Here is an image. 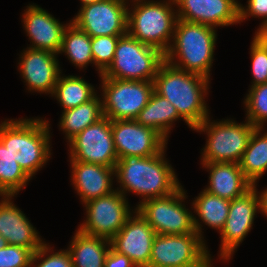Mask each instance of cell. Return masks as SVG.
Masks as SVG:
<instances>
[{
	"instance_id": "6da1fadb",
	"label": "cell",
	"mask_w": 267,
	"mask_h": 267,
	"mask_svg": "<svg viewBox=\"0 0 267 267\" xmlns=\"http://www.w3.org/2000/svg\"><path fill=\"white\" fill-rule=\"evenodd\" d=\"M166 149L154 156L129 155L118 159L115 178L120 187L116 189L125 198L128 192L141 196L138 205L145 200L176 192L182 185L172 165L165 158Z\"/></svg>"
},
{
	"instance_id": "7a4b0ae2",
	"label": "cell",
	"mask_w": 267,
	"mask_h": 267,
	"mask_svg": "<svg viewBox=\"0 0 267 267\" xmlns=\"http://www.w3.org/2000/svg\"><path fill=\"white\" fill-rule=\"evenodd\" d=\"M209 79L180 70L164 61L154 78V91L170 101L192 130L209 117L205 98Z\"/></svg>"
},
{
	"instance_id": "3957f363",
	"label": "cell",
	"mask_w": 267,
	"mask_h": 267,
	"mask_svg": "<svg viewBox=\"0 0 267 267\" xmlns=\"http://www.w3.org/2000/svg\"><path fill=\"white\" fill-rule=\"evenodd\" d=\"M49 126L48 120L38 117L0 123V141L31 179L51 158Z\"/></svg>"
},
{
	"instance_id": "277c9868",
	"label": "cell",
	"mask_w": 267,
	"mask_h": 267,
	"mask_svg": "<svg viewBox=\"0 0 267 267\" xmlns=\"http://www.w3.org/2000/svg\"><path fill=\"white\" fill-rule=\"evenodd\" d=\"M216 39V28L177 19L165 61L175 68L210 80Z\"/></svg>"
},
{
	"instance_id": "5b68a950",
	"label": "cell",
	"mask_w": 267,
	"mask_h": 267,
	"mask_svg": "<svg viewBox=\"0 0 267 267\" xmlns=\"http://www.w3.org/2000/svg\"><path fill=\"white\" fill-rule=\"evenodd\" d=\"M127 33L146 45L166 53L177 21L174 0H129ZM174 5V6H173ZM131 9V10H130Z\"/></svg>"
},
{
	"instance_id": "8992f818",
	"label": "cell",
	"mask_w": 267,
	"mask_h": 267,
	"mask_svg": "<svg viewBox=\"0 0 267 267\" xmlns=\"http://www.w3.org/2000/svg\"><path fill=\"white\" fill-rule=\"evenodd\" d=\"M207 117L193 130L207 134L201 153V163H240L254 129L247 119L244 123L233 119L211 121Z\"/></svg>"
},
{
	"instance_id": "52a82bcc",
	"label": "cell",
	"mask_w": 267,
	"mask_h": 267,
	"mask_svg": "<svg viewBox=\"0 0 267 267\" xmlns=\"http://www.w3.org/2000/svg\"><path fill=\"white\" fill-rule=\"evenodd\" d=\"M165 61L159 49L141 43L128 33L119 37L114 59L101 77L132 81H154Z\"/></svg>"
},
{
	"instance_id": "ba28073f",
	"label": "cell",
	"mask_w": 267,
	"mask_h": 267,
	"mask_svg": "<svg viewBox=\"0 0 267 267\" xmlns=\"http://www.w3.org/2000/svg\"><path fill=\"white\" fill-rule=\"evenodd\" d=\"M206 246L197 232L156 234L148 267H214Z\"/></svg>"
},
{
	"instance_id": "9c48e42d",
	"label": "cell",
	"mask_w": 267,
	"mask_h": 267,
	"mask_svg": "<svg viewBox=\"0 0 267 267\" xmlns=\"http://www.w3.org/2000/svg\"><path fill=\"white\" fill-rule=\"evenodd\" d=\"M100 78L103 114L111 121L135 120L154 92L153 81Z\"/></svg>"
},
{
	"instance_id": "30bf717a",
	"label": "cell",
	"mask_w": 267,
	"mask_h": 267,
	"mask_svg": "<svg viewBox=\"0 0 267 267\" xmlns=\"http://www.w3.org/2000/svg\"><path fill=\"white\" fill-rule=\"evenodd\" d=\"M187 197L185 189L181 186L171 195L145 200L135 208L156 234L195 233L194 214L182 203Z\"/></svg>"
},
{
	"instance_id": "8fae6325",
	"label": "cell",
	"mask_w": 267,
	"mask_h": 267,
	"mask_svg": "<svg viewBox=\"0 0 267 267\" xmlns=\"http://www.w3.org/2000/svg\"><path fill=\"white\" fill-rule=\"evenodd\" d=\"M117 189L108 195L95 198L83 206L86 218L78 229L88 235L111 240L135 211Z\"/></svg>"
},
{
	"instance_id": "7c38bea8",
	"label": "cell",
	"mask_w": 267,
	"mask_h": 267,
	"mask_svg": "<svg viewBox=\"0 0 267 267\" xmlns=\"http://www.w3.org/2000/svg\"><path fill=\"white\" fill-rule=\"evenodd\" d=\"M69 158L74 161L116 167L118 156L115 151L112 121L102 117L86 127L68 143Z\"/></svg>"
},
{
	"instance_id": "4fadbf2b",
	"label": "cell",
	"mask_w": 267,
	"mask_h": 267,
	"mask_svg": "<svg viewBox=\"0 0 267 267\" xmlns=\"http://www.w3.org/2000/svg\"><path fill=\"white\" fill-rule=\"evenodd\" d=\"M128 0H103L80 7L71 22L90 37L127 33Z\"/></svg>"
},
{
	"instance_id": "5bb4252c",
	"label": "cell",
	"mask_w": 267,
	"mask_h": 267,
	"mask_svg": "<svg viewBox=\"0 0 267 267\" xmlns=\"http://www.w3.org/2000/svg\"><path fill=\"white\" fill-rule=\"evenodd\" d=\"M260 212L257 190L252 187L244 195L230 202L225 226L220 232L221 244L219 259L229 261L236 249L253 227L256 214Z\"/></svg>"
},
{
	"instance_id": "9a60e30c",
	"label": "cell",
	"mask_w": 267,
	"mask_h": 267,
	"mask_svg": "<svg viewBox=\"0 0 267 267\" xmlns=\"http://www.w3.org/2000/svg\"><path fill=\"white\" fill-rule=\"evenodd\" d=\"M112 134L118 159L129 155L149 157L167 148V140L156 130L135 120L112 121Z\"/></svg>"
},
{
	"instance_id": "2e32d148",
	"label": "cell",
	"mask_w": 267,
	"mask_h": 267,
	"mask_svg": "<svg viewBox=\"0 0 267 267\" xmlns=\"http://www.w3.org/2000/svg\"><path fill=\"white\" fill-rule=\"evenodd\" d=\"M155 236L154 229L135 209L110 243L115 251L126 255L136 267H148Z\"/></svg>"
},
{
	"instance_id": "e0dca14e",
	"label": "cell",
	"mask_w": 267,
	"mask_h": 267,
	"mask_svg": "<svg viewBox=\"0 0 267 267\" xmlns=\"http://www.w3.org/2000/svg\"><path fill=\"white\" fill-rule=\"evenodd\" d=\"M19 72L29 92L53 94L62 69L58 54L48 50L23 49L19 55Z\"/></svg>"
},
{
	"instance_id": "ac0fdd59",
	"label": "cell",
	"mask_w": 267,
	"mask_h": 267,
	"mask_svg": "<svg viewBox=\"0 0 267 267\" xmlns=\"http://www.w3.org/2000/svg\"><path fill=\"white\" fill-rule=\"evenodd\" d=\"M177 19L217 27L239 24L238 0H174Z\"/></svg>"
},
{
	"instance_id": "d6986e66",
	"label": "cell",
	"mask_w": 267,
	"mask_h": 267,
	"mask_svg": "<svg viewBox=\"0 0 267 267\" xmlns=\"http://www.w3.org/2000/svg\"><path fill=\"white\" fill-rule=\"evenodd\" d=\"M23 28L35 50H48L58 54L67 24H62L52 14L36 4L26 6L22 14Z\"/></svg>"
},
{
	"instance_id": "ffe728a7",
	"label": "cell",
	"mask_w": 267,
	"mask_h": 267,
	"mask_svg": "<svg viewBox=\"0 0 267 267\" xmlns=\"http://www.w3.org/2000/svg\"><path fill=\"white\" fill-rule=\"evenodd\" d=\"M0 200V234L8 244L30 248L33 252L39 249L42 241L39 232L30 220L13 202V196H1Z\"/></svg>"
},
{
	"instance_id": "44dd1931",
	"label": "cell",
	"mask_w": 267,
	"mask_h": 267,
	"mask_svg": "<svg viewBox=\"0 0 267 267\" xmlns=\"http://www.w3.org/2000/svg\"><path fill=\"white\" fill-rule=\"evenodd\" d=\"M71 163V182L82 204L115 191V168L99 164L74 161Z\"/></svg>"
},
{
	"instance_id": "7402d4cb",
	"label": "cell",
	"mask_w": 267,
	"mask_h": 267,
	"mask_svg": "<svg viewBox=\"0 0 267 267\" xmlns=\"http://www.w3.org/2000/svg\"><path fill=\"white\" fill-rule=\"evenodd\" d=\"M208 169L209 183L205 190L226 200H233L249 191L253 184L244 176L239 163H201Z\"/></svg>"
},
{
	"instance_id": "603a6c76",
	"label": "cell",
	"mask_w": 267,
	"mask_h": 267,
	"mask_svg": "<svg viewBox=\"0 0 267 267\" xmlns=\"http://www.w3.org/2000/svg\"><path fill=\"white\" fill-rule=\"evenodd\" d=\"M67 250L73 267H104L111 243L109 240L75 230Z\"/></svg>"
},
{
	"instance_id": "cb8c5ba5",
	"label": "cell",
	"mask_w": 267,
	"mask_h": 267,
	"mask_svg": "<svg viewBox=\"0 0 267 267\" xmlns=\"http://www.w3.org/2000/svg\"><path fill=\"white\" fill-rule=\"evenodd\" d=\"M229 200L213 195L203 189L196 198L191 202V210L193 209V219L195 231L200 235L205 242L202 231V222L210 228H213L220 233L225 226L226 219L230 208ZM197 218V219H196ZM201 220V222H200Z\"/></svg>"
},
{
	"instance_id": "d4e9b609",
	"label": "cell",
	"mask_w": 267,
	"mask_h": 267,
	"mask_svg": "<svg viewBox=\"0 0 267 267\" xmlns=\"http://www.w3.org/2000/svg\"><path fill=\"white\" fill-rule=\"evenodd\" d=\"M180 118L183 119L176 107L154 91L148 104L139 112L135 121L156 130L168 141L174 122Z\"/></svg>"
},
{
	"instance_id": "484cf974",
	"label": "cell",
	"mask_w": 267,
	"mask_h": 267,
	"mask_svg": "<svg viewBox=\"0 0 267 267\" xmlns=\"http://www.w3.org/2000/svg\"><path fill=\"white\" fill-rule=\"evenodd\" d=\"M99 96V97H98ZM104 117L102 99L96 95L92 100L62 112L59 129L63 131L67 142L83 131L86 127Z\"/></svg>"
},
{
	"instance_id": "4316f807",
	"label": "cell",
	"mask_w": 267,
	"mask_h": 267,
	"mask_svg": "<svg viewBox=\"0 0 267 267\" xmlns=\"http://www.w3.org/2000/svg\"><path fill=\"white\" fill-rule=\"evenodd\" d=\"M256 127L239 163L244 176L252 183L258 182L267 171V131Z\"/></svg>"
},
{
	"instance_id": "83f0119b",
	"label": "cell",
	"mask_w": 267,
	"mask_h": 267,
	"mask_svg": "<svg viewBox=\"0 0 267 267\" xmlns=\"http://www.w3.org/2000/svg\"><path fill=\"white\" fill-rule=\"evenodd\" d=\"M95 87L80 76L60 74L51 96L63 107L69 110L92 100L97 95Z\"/></svg>"
},
{
	"instance_id": "f1b7e54d",
	"label": "cell",
	"mask_w": 267,
	"mask_h": 267,
	"mask_svg": "<svg viewBox=\"0 0 267 267\" xmlns=\"http://www.w3.org/2000/svg\"><path fill=\"white\" fill-rule=\"evenodd\" d=\"M66 55L69 62L79 69H86L88 64L94 65L91 37L74 23L69 21L62 38L61 48L58 54ZM86 67V68H85Z\"/></svg>"
},
{
	"instance_id": "f546056e",
	"label": "cell",
	"mask_w": 267,
	"mask_h": 267,
	"mask_svg": "<svg viewBox=\"0 0 267 267\" xmlns=\"http://www.w3.org/2000/svg\"><path fill=\"white\" fill-rule=\"evenodd\" d=\"M30 180L31 178L22 170L0 141V197H15Z\"/></svg>"
},
{
	"instance_id": "4dcf8cb0",
	"label": "cell",
	"mask_w": 267,
	"mask_h": 267,
	"mask_svg": "<svg viewBox=\"0 0 267 267\" xmlns=\"http://www.w3.org/2000/svg\"><path fill=\"white\" fill-rule=\"evenodd\" d=\"M244 98L246 119L255 127L267 122V83L251 86Z\"/></svg>"
},
{
	"instance_id": "1f68e13d",
	"label": "cell",
	"mask_w": 267,
	"mask_h": 267,
	"mask_svg": "<svg viewBox=\"0 0 267 267\" xmlns=\"http://www.w3.org/2000/svg\"><path fill=\"white\" fill-rule=\"evenodd\" d=\"M250 45L252 82L249 87L267 83V34H254Z\"/></svg>"
},
{
	"instance_id": "d6a6232c",
	"label": "cell",
	"mask_w": 267,
	"mask_h": 267,
	"mask_svg": "<svg viewBox=\"0 0 267 267\" xmlns=\"http://www.w3.org/2000/svg\"><path fill=\"white\" fill-rule=\"evenodd\" d=\"M120 36H97L91 37V50L94 60V66L99 73V77L111 65L115 49Z\"/></svg>"
},
{
	"instance_id": "836d02e7",
	"label": "cell",
	"mask_w": 267,
	"mask_h": 267,
	"mask_svg": "<svg viewBox=\"0 0 267 267\" xmlns=\"http://www.w3.org/2000/svg\"><path fill=\"white\" fill-rule=\"evenodd\" d=\"M52 248L45 242L33 253L30 267H73L72 259L67 249H60L58 252H54Z\"/></svg>"
},
{
	"instance_id": "e575fe53",
	"label": "cell",
	"mask_w": 267,
	"mask_h": 267,
	"mask_svg": "<svg viewBox=\"0 0 267 267\" xmlns=\"http://www.w3.org/2000/svg\"><path fill=\"white\" fill-rule=\"evenodd\" d=\"M33 253L30 248L7 244L0 249V267H30Z\"/></svg>"
},
{
	"instance_id": "d590c367",
	"label": "cell",
	"mask_w": 267,
	"mask_h": 267,
	"mask_svg": "<svg viewBox=\"0 0 267 267\" xmlns=\"http://www.w3.org/2000/svg\"><path fill=\"white\" fill-rule=\"evenodd\" d=\"M249 17L262 18L255 34H267V0H247V5L239 3V24Z\"/></svg>"
},
{
	"instance_id": "8d00e7d4",
	"label": "cell",
	"mask_w": 267,
	"mask_h": 267,
	"mask_svg": "<svg viewBox=\"0 0 267 267\" xmlns=\"http://www.w3.org/2000/svg\"><path fill=\"white\" fill-rule=\"evenodd\" d=\"M104 267H136L126 255L115 251L110 247Z\"/></svg>"
},
{
	"instance_id": "74e56055",
	"label": "cell",
	"mask_w": 267,
	"mask_h": 267,
	"mask_svg": "<svg viewBox=\"0 0 267 267\" xmlns=\"http://www.w3.org/2000/svg\"><path fill=\"white\" fill-rule=\"evenodd\" d=\"M253 187L257 190V194L259 196V202H260V212L267 218V188L263 191H258L257 189V182L253 184Z\"/></svg>"
},
{
	"instance_id": "f35d334b",
	"label": "cell",
	"mask_w": 267,
	"mask_h": 267,
	"mask_svg": "<svg viewBox=\"0 0 267 267\" xmlns=\"http://www.w3.org/2000/svg\"><path fill=\"white\" fill-rule=\"evenodd\" d=\"M81 1V7L83 6H87V5H90V4H94V3H97V2H100V1H103V0H80Z\"/></svg>"
},
{
	"instance_id": "ab89813d",
	"label": "cell",
	"mask_w": 267,
	"mask_h": 267,
	"mask_svg": "<svg viewBox=\"0 0 267 267\" xmlns=\"http://www.w3.org/2000/svg\"><path fill=\"white\" fill-rule=\"evenodd\" d=\"M7 241L3 238V236L0 234V249L4 248L7 245Z\"/></svg>"
}]
</instances>
